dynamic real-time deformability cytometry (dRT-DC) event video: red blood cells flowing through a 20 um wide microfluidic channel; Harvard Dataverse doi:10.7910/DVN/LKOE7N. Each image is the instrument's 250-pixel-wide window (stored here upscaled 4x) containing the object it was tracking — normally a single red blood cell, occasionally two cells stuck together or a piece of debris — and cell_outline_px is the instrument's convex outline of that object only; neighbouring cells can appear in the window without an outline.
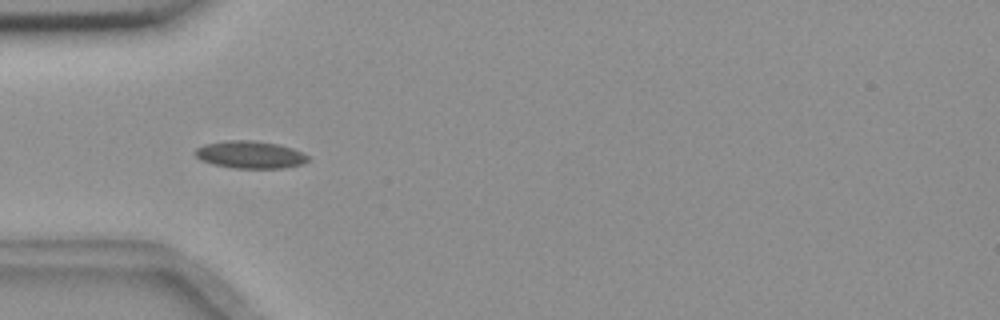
{"species": "common noctule bat (a hibernating species)", "species_latin": "Nyctalus noctula", "temperature_condition": "room temperature", "stored_images_in_passage": 5, "camera_frame_rate_fps": 3000, "um_per_image_px": 0.085, "animal": {"sex": "female", "body_mass_g": 18.4}, "frame": {"image": 1, "passage_image": 4, "time_ms": 1.0, "image_size_px": [1000, 320], "cell_outline_px": [[308, 160], [300, 164], [284, 168], [232, 168], [212, 164], [200, 160], [192, 152], [196, 148], [204, 144], [228, 140], [256, 140], [280, 144], [292, 148], [308, 156]], "centroid_in_image_um": [21.21, 13.14], "position_along_channel_um": 63.8, "area_um2": 18.15}}